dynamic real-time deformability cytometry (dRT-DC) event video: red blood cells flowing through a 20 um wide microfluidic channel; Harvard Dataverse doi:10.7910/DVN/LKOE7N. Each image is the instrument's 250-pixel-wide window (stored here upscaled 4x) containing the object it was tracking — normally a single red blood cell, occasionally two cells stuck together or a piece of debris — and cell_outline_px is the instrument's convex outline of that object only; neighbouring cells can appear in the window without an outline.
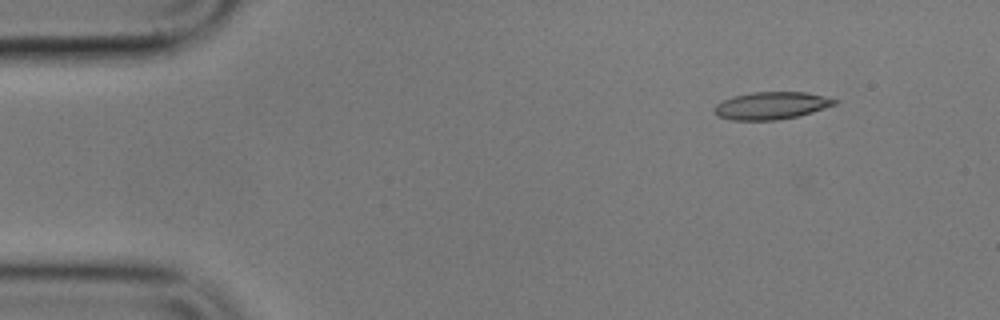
{"species": "common noctule bat (a hibernating species)", "species_latin": "Nyctalus noctula", "temperature_condition": "cold", "stored_images_in_passage": 5, "camera_frame_rate_fps": 3000, "um_per_image_px": 0.085, "animal": {"sex": "male", "body_mass_g": 17.9}, "frame": {"image": 1, "passage_image": 1, "time_ms": 0.0, "image_size_px": [1000, 320], "cell_outline_px": [[836, 104], [812, 112], [796, 116], [776, 120], [732, 120], [716, 116], [716, 104], [732, 96], [752, 92], [804, 92], [824, 96], [836, 100]], "centroid_in_image_um": [65.54, 8.97], "position_along_channel_um": 19.5, "area_um2": 18.96}}
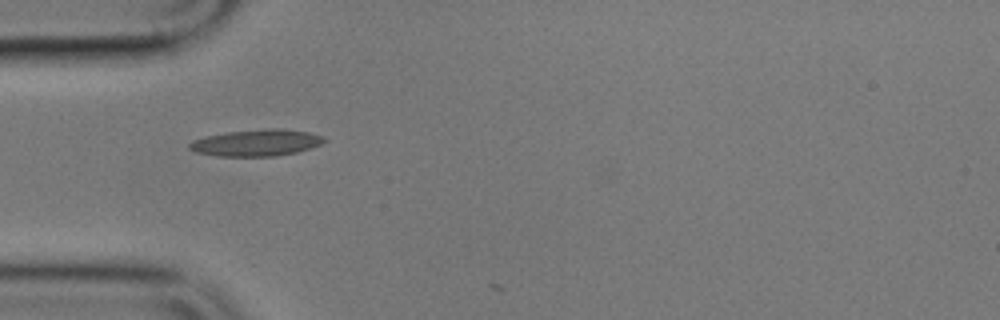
{"frame": {"image": 2, "passage_image": 4, "time_ms": 3.667, "image_size_px": [1000, 320], "cell_outline_px": [[328, 140], [320, 144], [296, 152], [276, 156], [216, 156], [196, 152], [188, 148], [188, 144], [192, 140], [208, 136], [228, 132], [264, 128], [280, 128], [308, 132], [320, 136]], "centroid_in_image_um": [21.77, 12.13], "position_along_channel_um": 63.2, "area_um2": 20.75}}